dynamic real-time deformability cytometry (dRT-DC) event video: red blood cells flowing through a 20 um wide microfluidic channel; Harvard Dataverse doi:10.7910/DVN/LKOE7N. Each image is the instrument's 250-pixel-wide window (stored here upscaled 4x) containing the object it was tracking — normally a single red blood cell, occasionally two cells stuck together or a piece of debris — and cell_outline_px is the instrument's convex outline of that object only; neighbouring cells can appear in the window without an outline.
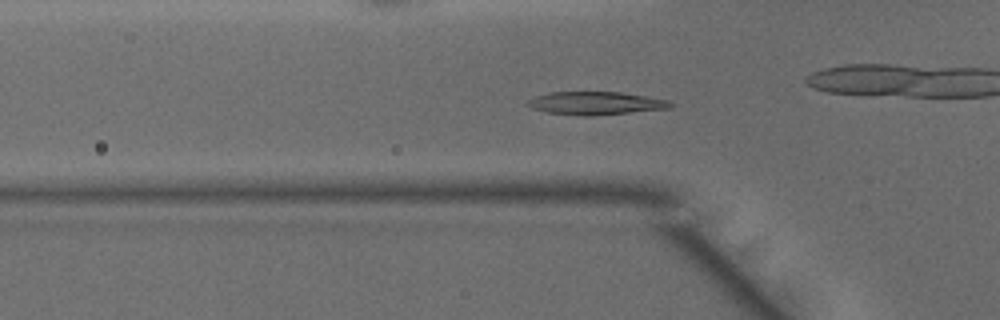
{"species": "common noctule bat (a hibernating species)", "species_latin": "Nyctalus noctula", "temperature_condition": "warm", "stored_images_in_passage": 49, "camera_frame_rate_fps": 3000, "um_per_image_px": 0.085, "animal": {"sex": "male", "body_mass_g": 15.6}, "frame": {"image": 1, "passage_image": 15, "time_ms": 4.667, "image_size_px": [1000, 320], "cell_outline_px": [[676, 104], [672, 108], [588, 116], [584, 116], [548, 112], [532, 108], [524, 104], [528, 100], [536, 96], [548, 92], [620, 92], [668, 100]], "centroid_in_image_um": [50.64, 8.77], "position_along_channel_um": 75.2, "area_um2": 19.07}, "authors_computed_cell_mechanics": {"area_um2": 19.1318, "velocity_mm_per_s": 4.1224, "shape_relaxation_time_tau1_ms": 3.8438, "shape_relaxation_time_tau2_ms": 1.5727, "deformation_change_tau1": 0.1769, "deformation_change_tau2": 0.0692}}